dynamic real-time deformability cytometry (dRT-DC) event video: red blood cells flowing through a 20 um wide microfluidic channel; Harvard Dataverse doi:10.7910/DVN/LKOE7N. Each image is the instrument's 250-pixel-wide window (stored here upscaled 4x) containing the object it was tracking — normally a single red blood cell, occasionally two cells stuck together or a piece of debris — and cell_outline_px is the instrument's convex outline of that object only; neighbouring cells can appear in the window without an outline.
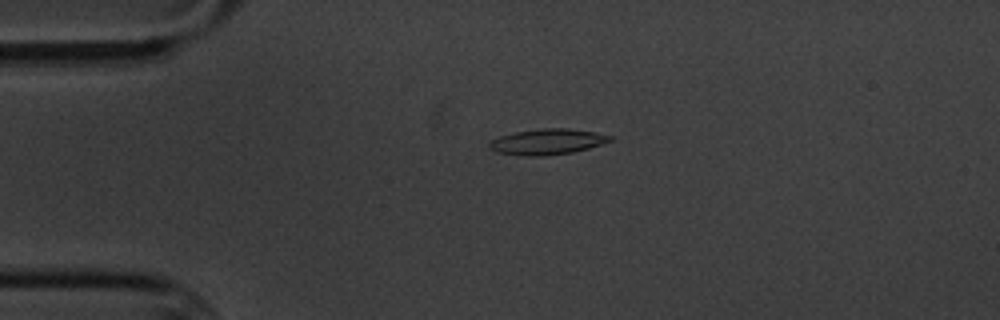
{"species": "common noctule bat (a hibernating species)", "species_latin": "Nyctalus noctula", "temperature_condition": "cold", "stored_images_in_passage": 3, "camera_frame_rate_fps": 3000, "um_per_image_px": 0.085, "animal": {"sex": "male", "body_mass_g": 20.1, "forearm_length_mm": 53.5}, "frame": {"image": 1, "passage_image": 2, "time_ms": 1.0, "image_size_px": [1000, 320], "cell_outline_px": [[616, 140], [588, 148], [572, 152], [544, 156], [524, 156], [496, 152], [488, 148], [488, 144], [492, 140], [500, 136], [516, 132], [540, 128], [568, 128], [592, 132], [612, 136]], "centroid_in_image_um": [46.52, 12.05], "position_along_channel_um": 38.5, "area_um2": 18.09}}